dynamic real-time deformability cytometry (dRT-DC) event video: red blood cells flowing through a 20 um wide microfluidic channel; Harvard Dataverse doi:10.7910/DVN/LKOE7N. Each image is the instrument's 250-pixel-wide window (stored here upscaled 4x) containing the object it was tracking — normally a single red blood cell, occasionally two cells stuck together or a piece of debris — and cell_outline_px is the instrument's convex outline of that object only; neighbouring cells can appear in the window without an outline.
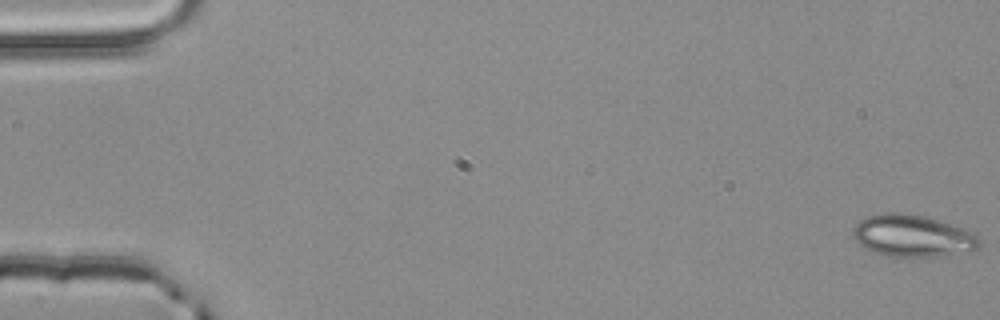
{"species": "common noctule bat (a hibernating species)", "species_latin": "Nyctalus noctula", "temperature_condition": "room temperature", "stored_images_in_passage": 4, "camera_frame_rate_fps": 3000, "um_per_image_px": 0.085, "animal": {"sex": "male", "body_mass_g": 20.4}, "frame": {"image": 1, "passage_image": 1, "time_ms": 0.0, "image_size_px": [1000, 320], "cell_outline_px": [[980, 248], [976, 252], [936, 256], [884, 256], [868, 252], [852, 236], [852, 228], [860, 220], [868, 216], [884, 212], [900, 212], [924, 216], [972, 232], [980, 240]], "centroid_in_image_um": [77.54, 20.07], "position_along_channel_um": 7.5, "area_um2": 31.15}}